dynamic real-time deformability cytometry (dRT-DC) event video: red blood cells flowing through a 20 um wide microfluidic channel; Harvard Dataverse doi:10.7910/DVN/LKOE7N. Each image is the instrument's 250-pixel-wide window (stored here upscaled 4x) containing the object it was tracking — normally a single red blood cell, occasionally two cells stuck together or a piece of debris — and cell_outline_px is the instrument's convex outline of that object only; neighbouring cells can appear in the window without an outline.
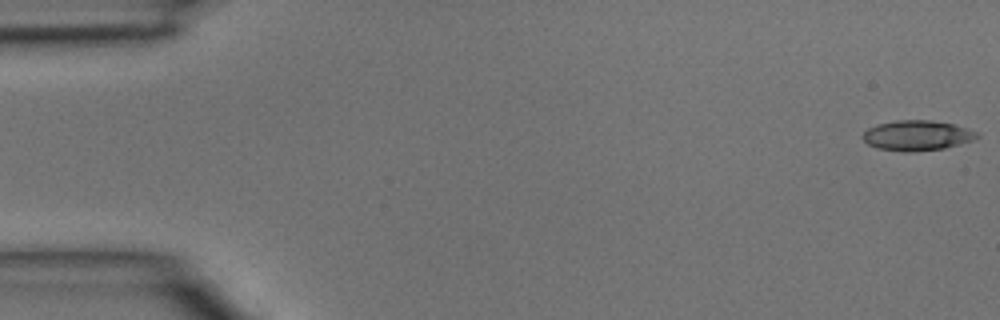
{"species": "common noctule bat (a hibernating species)", "species_latin": "Nyctalus noctula", "temperature_condition": "room temperature", "stored_images_in_passage": 4, "camera_frame_rate_fps": 3000, "um_per_image_px": 0.085, "animal": {"sex": "male", "body_mass_g": 15.6}, "frame": {"image": 1, "passage_image": 1, "time_ms": 0.0, "image_size_px": [1000, 320], "cell_outline_px": [[980, 136], [976, 140], [944, 148], [908, 152], [904, 152], [880, 148], [868, 144], [864, 140], [864, 132], [868, 128], [876, 124], [896, 120], [932, 120], [956, 124], [980, 132]], "centroid_in_image_um": [78.03, 11.5], "position_along_channel_um": 7.0, "area_um2": 20.23}}
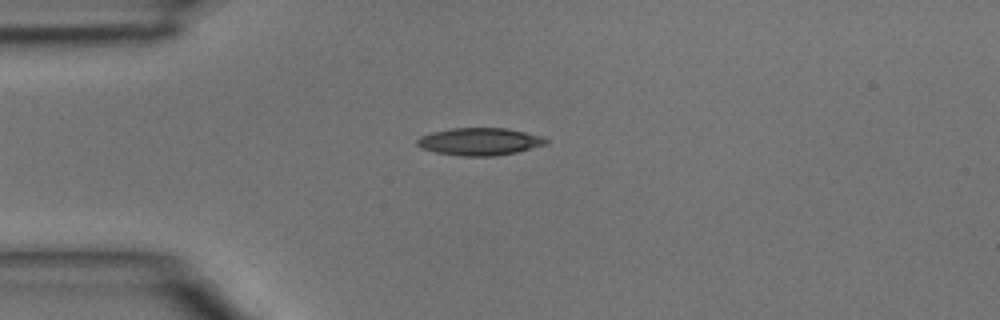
{"frame": {"image": 2, "passage_image": 4, "time_ms": 1.0, "image_size_px": [1000, 320], "cell_outline_px": [[548, 144], [516, 152], [496, 156], [460, 156], [436, 152], [420, 148], [416, 144], [416, 140], [420, 136], [432, 132], [452, 128], [508, 128], [540, 136], [548, 140]], "centroid_in_image_um": [40.74, 12.03], "position_along_channel_um": 44.3, "area_um2": 20.63}}